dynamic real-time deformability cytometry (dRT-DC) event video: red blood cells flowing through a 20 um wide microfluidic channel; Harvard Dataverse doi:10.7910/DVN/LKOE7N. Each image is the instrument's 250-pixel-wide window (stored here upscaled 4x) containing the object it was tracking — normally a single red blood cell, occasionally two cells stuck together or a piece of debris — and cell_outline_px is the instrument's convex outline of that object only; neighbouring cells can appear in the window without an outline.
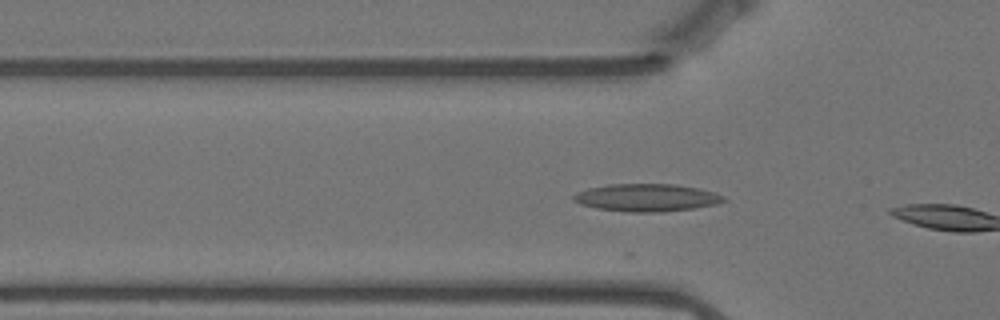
{"species": "Egyptian fruit bat (a non-hibernating species)", "species_latin": "Rousettus aegyptiacus", "temperature_condition": "warm", "stored_images_in_passage": 31, "camera_frame_rate_fps": 3000, "um_per_image_px": 0.085, "animal": {"sex": "female"}, "frame": {"image": 1, "passage_image": 4, "time_ms": 1.0, "image_size_px": [1000, 320], "cell_outline_px": [[728, 200], [716, 204], [692, 208], [664, 212], [628, 212], [596, 208], [580, 204], [572, 200], [572, 196], [576, 192], [588, 188], [608, 184], [676, 184], [696, 188], [712, 192], [724, 196]], "centroid_in_image_um": [54.92, 16.8], "position_along_channel_um": 70.9, "area_um2": 24.16}}
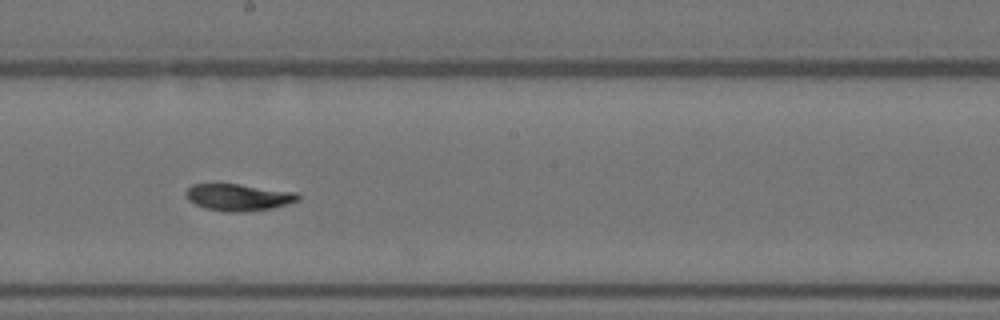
{"frame": {"image": 2, "passage_image": 21, "time_ms": 6.667, "image_size_px": [1000, 320], "cell_outline_px": [[300, 200], [288, 204], [272, 208], [236, 212], [224, 212], [204, 208], [188, 200], [184, 192], [192, 184], [240, 184], [296, 192], [300, 196]], "centroid_in_image_um": [20.26, 16.76], "position_along_channel_um": 227.9, "area_um2": 17.57}}
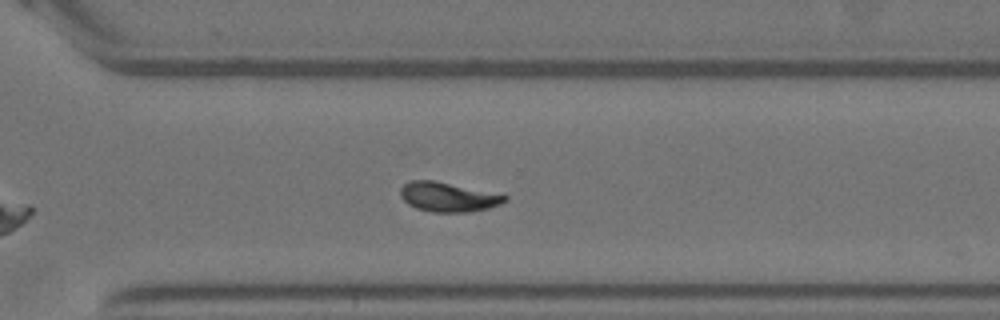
{"frame": {"image": 3, "passage_image": 30, "time_ms": 9.667, "image_size_px": [1000, 320], "cell_outline_px": [[508, 200], [500, 204], [488, 208], [468, 212], [432, 212], [416, 208], [408, 204], [400, 196], [400, 188], [404, 184], [412, 180], [432, 180], [508, 196]], "centroid_in_image_um": [38.05, 16.75], "position_along_channel_um": 332.6, "area_um2": 17.63}}